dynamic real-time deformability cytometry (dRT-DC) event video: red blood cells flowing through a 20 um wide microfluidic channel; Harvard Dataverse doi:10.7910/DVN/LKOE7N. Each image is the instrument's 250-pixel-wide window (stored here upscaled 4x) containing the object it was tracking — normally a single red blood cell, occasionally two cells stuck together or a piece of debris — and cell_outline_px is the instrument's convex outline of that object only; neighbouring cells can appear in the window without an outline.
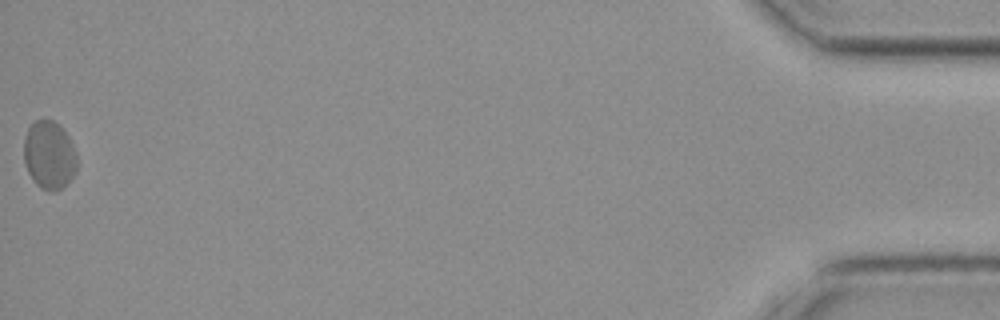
{"species": "common noctule bat (a hibernating species)", "species_latin": "Nyctalus noctula", "temperature_condition": "cold", "stored_images_in_passage": 42, "camera_frame_rate_fps": 3000, "um_per_image_px": 0.085, "animal": {"sex": "female", "body_mass_g": 19.3, "forearm_length_mm": 54.1}, "frame": {"image": 1, "passage_image": 42, "time_ms": 13.667, "image_size_px": [1000, 320], "cell_outline_px": [[76, 172], [60, 188], [52, 192], [48, 192], [40, 188], [36, 184], [28, 172], [24, 160], [24, 140], [28, 128], [36, 120], [52, 120], [68, 136], [76, 152]], "centroid_in_image_um": [4.17, 13.2], "position_along_channel_um": 431.0, "area_um2": 20.75}}